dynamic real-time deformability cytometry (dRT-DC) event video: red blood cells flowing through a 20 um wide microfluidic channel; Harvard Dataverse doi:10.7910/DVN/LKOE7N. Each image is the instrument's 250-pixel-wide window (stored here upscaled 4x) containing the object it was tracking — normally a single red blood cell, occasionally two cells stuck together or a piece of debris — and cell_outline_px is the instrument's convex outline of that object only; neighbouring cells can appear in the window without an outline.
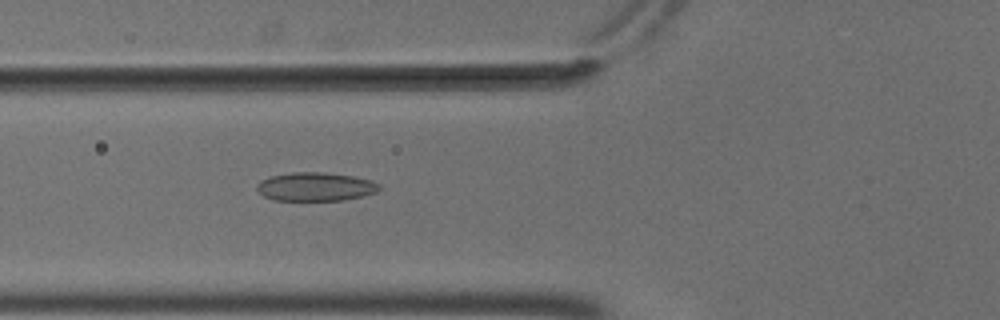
{"species": "common noctule bat (a hibernating species)", "species_latin": "Nyctalus noctula", "temperature_condition": "cold", "stored_images_in_passage": 55, "camera_frame_rate_fps": 3000, "um_per_image_px": 0.085, "animal": {"sex": "male", "body_mass_g": 18.8}, "frame": {"image": 1, "passage_image": 21, "time_ms": 6.667, "image_size_px": [1000, 320], "cell_outline_px": [[380, 188], [376, 192], [364, 196], [344, 200], [272, 200], [264, 196], [256, 188], [256, 184], [260, 180], [272, 176], [292, 172], [324, 172], [352, 176], [372, 180], [380, 184]], "centroid_in_image_um": [26.82, 15.87], "position_along_channel_um": 99.0, "area_um2": 20.46}}
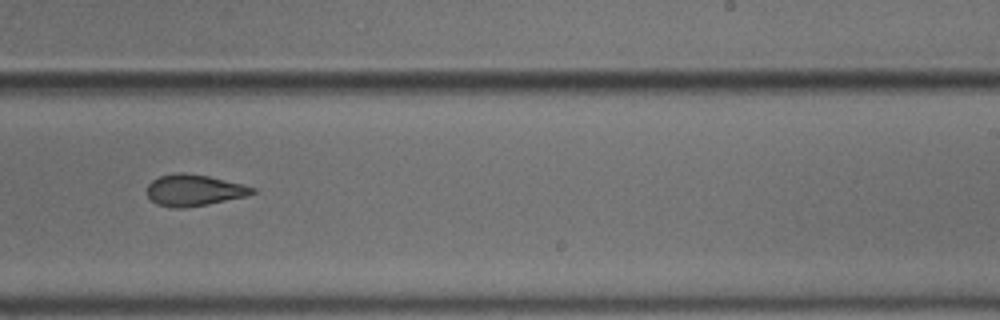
{"frame": {"image": 2, "passage_image": 35, "time_ms": 11.333, "image_size_px": [1000, 320], "cell_outline_px": [[256, 192], [244, 196], [208, 204], [188, 208], [172, 208], [156, 204], [148, 196], [148, 184], [152, 180], [160, 176], [176, 172], [184, 172], [208, 176], [244, 184], [256, 188]], "centroid_in_image_um": [16.48, 16.17], "position_along_channel_um": 272.5, "area_um2": 19.31}}
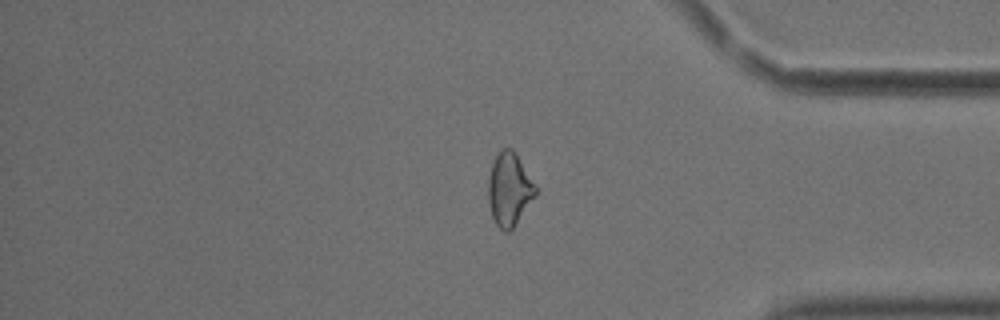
{"frame": {"image": 3, "passage_image": 46, "time_ms": 15.0, "image_size_px": [1000, 320], "cell_outline_px": [[536, 196], [512, 228], [508, 232], [504, 232], [496, 224], [492, 216], [488, 200], [488, 180], [492, 164], [496, 156], [504, 148], [512, 148], [536, 188]], "centroid_in_image_um": [43.27, 16.12], "position_along_channel_um": 391.9, "area_um2": 19.59}, "authors_computed_cell_mechanics": {"area_um2": 20.6924, "velocity_mm_per_s": 3.7014, "shape_relaxation_time_tau1_ms": null, "shape_relaxation_time_tau2_ms": 3.4883, "deformation_change_tau1": null, "deformation_change_tau2": 0.1054}}